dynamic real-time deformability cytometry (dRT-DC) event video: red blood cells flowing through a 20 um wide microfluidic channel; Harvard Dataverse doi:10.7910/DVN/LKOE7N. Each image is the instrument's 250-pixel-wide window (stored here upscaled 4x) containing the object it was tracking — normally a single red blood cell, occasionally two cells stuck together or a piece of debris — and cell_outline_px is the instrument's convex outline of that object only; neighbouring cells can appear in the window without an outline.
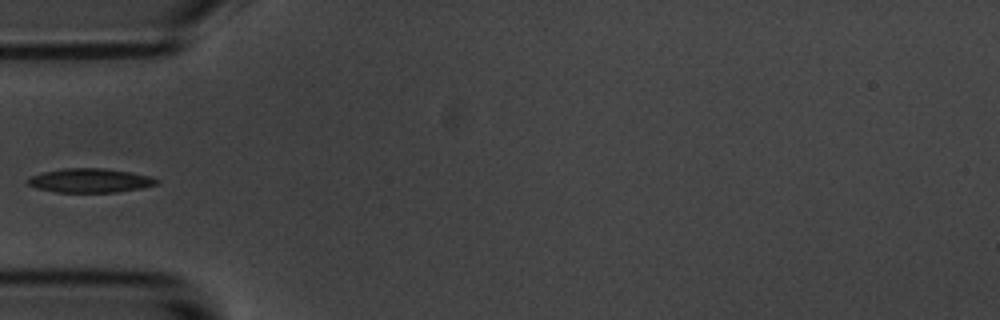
{"species": "common noctule bat (a hibernating species)", "species_latin": "Nyctalus noctula", "temperature_condition": "room temperature", "stored_images_in_passage": 2, "camera_frame_rate_fps": 3000, "um_per_image_px": 0.085, "animal": {"sex": "male", "body_mass_g": 20.1, "forearm_length_mm": 53.5}, "frame": {"image": 1, "passage_image": 2, "time_ms": 1.0, "image_size_px": [1000, 320], "cell_outline_px": [[160, 180], [156, 184], [140, 188], [116, 192], [56, 192], [36, 188], [28, 184], [24, 180], [28, 176], [44, 172], [64, 168], [104, 168], [128, 172], [148, 176]], "centroid_in_image_um": [7.57, 15.34], "position_along_channel_um": 77.4, "area_um2": 17.98}}